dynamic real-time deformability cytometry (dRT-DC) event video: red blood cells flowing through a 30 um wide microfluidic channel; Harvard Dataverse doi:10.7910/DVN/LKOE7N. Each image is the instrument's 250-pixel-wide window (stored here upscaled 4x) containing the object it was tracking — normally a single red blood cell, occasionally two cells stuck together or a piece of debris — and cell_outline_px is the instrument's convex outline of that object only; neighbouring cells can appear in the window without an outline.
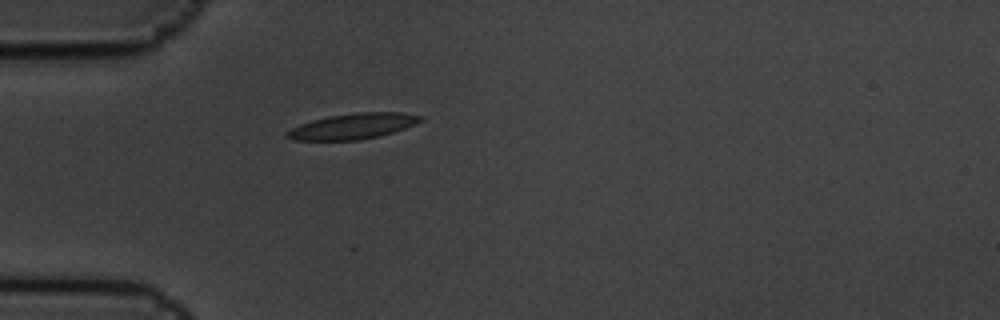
{"species": "common noctule bat (a hibernating species)", "species_latin": "Nyctalus noctula", "temperature_condition": "cold", "stored_images_in_passage": 1, "camera_frame_rate_fps": 3000, "um_per_image_px": 0.085, "animal": {"sex": "male", "body_mass_g": 19.5, "forearm_length_mm": 54.6}, "frame": {"image": 1, "passage_image": 1, "time_ms": 0.0, "image_size_px": [1000, 320], "cell_outline_px": [[424, 120], [404, 128], [380, 136], [360, 140], [292, 140], [284, 136], [284, 132], [300, 124], [312, 120], [328, 116], [356, 112], [400, 112], [424, 116]], "centroid_in_image_um": [29.98, 10.73], "position_along_channel_um": 55.0, "area_um2": 20.06}}